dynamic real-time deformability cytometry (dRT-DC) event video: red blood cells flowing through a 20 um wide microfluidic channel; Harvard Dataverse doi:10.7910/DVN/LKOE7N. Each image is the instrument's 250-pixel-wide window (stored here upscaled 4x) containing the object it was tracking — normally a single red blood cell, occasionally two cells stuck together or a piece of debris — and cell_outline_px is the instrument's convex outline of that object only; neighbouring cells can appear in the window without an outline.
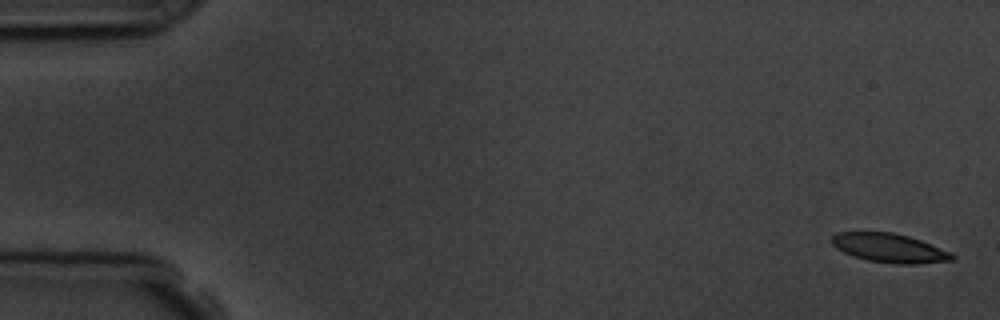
{"species": "common noctule bat (a hibernating species)", "species_latin": "Nyctalus noctula", "temperature_condition": "room temperature", "stored_images_in_passage": 5, "camera_frame_rate_fps": 3000, "um_per_image_px": 0.085, "animal": {"sex": "male", "body_mass_g": 19.5, "forearm_length_mm": 54.6}, "frame": {"image": 1, "passage_image": 1, "time_ms": 0.0, "image_size_px": [1000, 320], "cell_outline_px": [[956, 256], [952, 260], [916, 264], [896, 264], [868, 260], [852, 256], [836, 248], [832, 244], [832, 236], [836, 232], [892, 232], [908, 236], [920, 240], [952, 252]], "centroid_in_image_um": [75.6, 21.08], "position_along_channel_um": 9.4, "area_um2": 20.29}}